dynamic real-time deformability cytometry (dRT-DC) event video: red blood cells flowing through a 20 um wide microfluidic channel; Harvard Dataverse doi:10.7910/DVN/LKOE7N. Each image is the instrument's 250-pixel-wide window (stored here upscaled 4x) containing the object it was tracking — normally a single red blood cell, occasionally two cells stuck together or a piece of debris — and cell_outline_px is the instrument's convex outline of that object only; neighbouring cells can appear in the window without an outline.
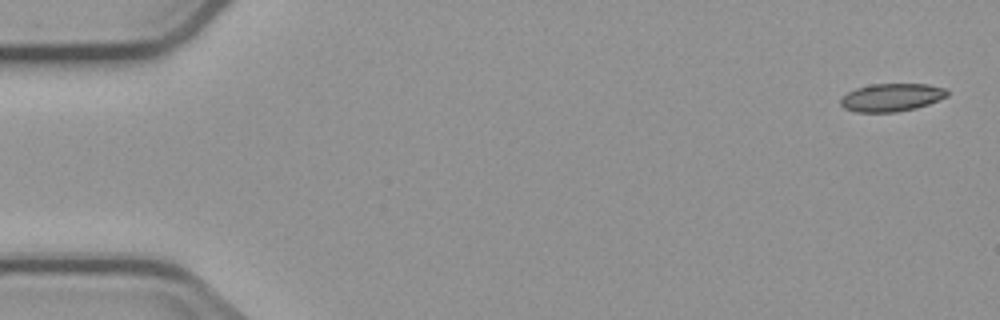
{"species": "common noctule bat (a hibernating species)", "species_latin": "Nyctalus noctula", "temperature_condition": "cold", "stored_images_in_passage": 4, "camera_frame_rate_fps": 3000, "um_per_image_px": 0.085, "animal": {"sex": "male", "body_mass_g": 23.1, "forearm_length_mm": 52.7}, "frame": {"image": 1, "passage_image": 1, "time_ms": 0.0, "image_size_px": [1000, 320], "cell_outline_px": [[948, 96], [928, 104], [916, 108], [896, 112], [856, 112], [844, 108], [840, 104], [840, 100], [848, 92], [856, 88], [872, 84], [928, 84], [944, 88], [948, 92]], "centroid_in_image_um": [75.78, 8.28], "position_along_channel_um": 9.2, "area_um2": 17.28}}
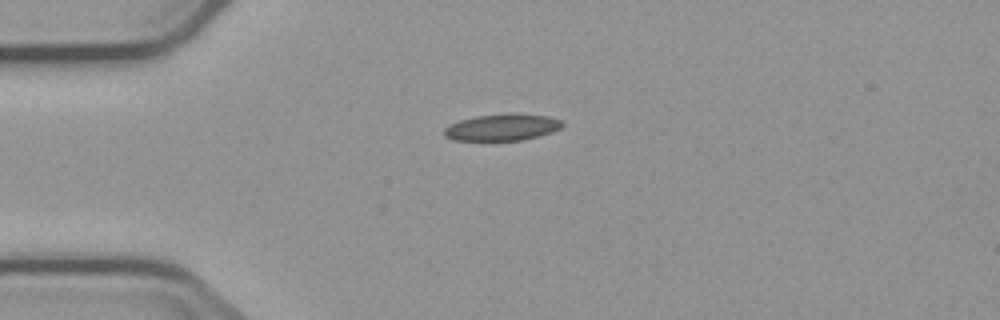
{"frame": {"image": 2, "passage_image": 3, "time_ms": 4.0, "image_size_px": [1000, 320], "cell_outline_px": [[564, 124], [560, 128], [552, 132], [540, 136], [524, 140], [452, 140], [444, 136], [444, 128], [460, 120], [476, 116], [544, 116], [560, 120]], "centroid_in_image_um": [42.64, 10.88], "position_along_channel_um": 42.4, "area_um2": 17.4}}